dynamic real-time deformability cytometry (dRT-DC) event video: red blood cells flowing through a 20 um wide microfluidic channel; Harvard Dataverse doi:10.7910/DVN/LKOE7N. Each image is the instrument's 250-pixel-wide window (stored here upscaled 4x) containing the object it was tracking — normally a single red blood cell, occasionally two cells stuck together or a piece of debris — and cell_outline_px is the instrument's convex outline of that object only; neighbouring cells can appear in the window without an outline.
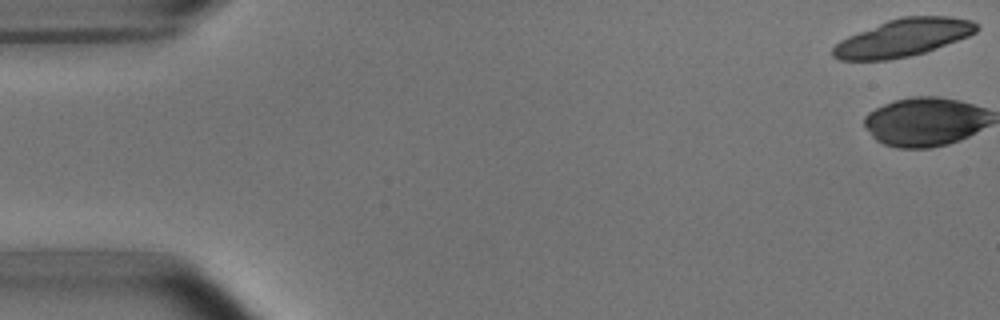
{"species": "common noctule bat (a hibernating species)", "species_latin": "Nyctalus noctula", "temperature_condition": "room temperature", "stored_images_in_passage": 19, "camera_frame_rate_fps": 3000, "um_per_image_px": 0.085, "animal": {"sex": "male", "body_mass_g": 15.6}, "frame": {"image": 1, "passage_image": 1, "time_ms": 0.0, "image_size_px": [1000, 320], "cell_outline_px": [[980, 28], [976, 32], [968, 36], [936, 48], [924, 52], [908, 56], [888, 60], [840, 60], [832, 56], [832, 48], [840, 40], [848, 36], [888, 20], [900, 16], [952, 16], [972, 20]], "centroid_in_image_um": [76.77, 3.2], "position_along_channel_um": 8.2, "area_um2": 31.27}}